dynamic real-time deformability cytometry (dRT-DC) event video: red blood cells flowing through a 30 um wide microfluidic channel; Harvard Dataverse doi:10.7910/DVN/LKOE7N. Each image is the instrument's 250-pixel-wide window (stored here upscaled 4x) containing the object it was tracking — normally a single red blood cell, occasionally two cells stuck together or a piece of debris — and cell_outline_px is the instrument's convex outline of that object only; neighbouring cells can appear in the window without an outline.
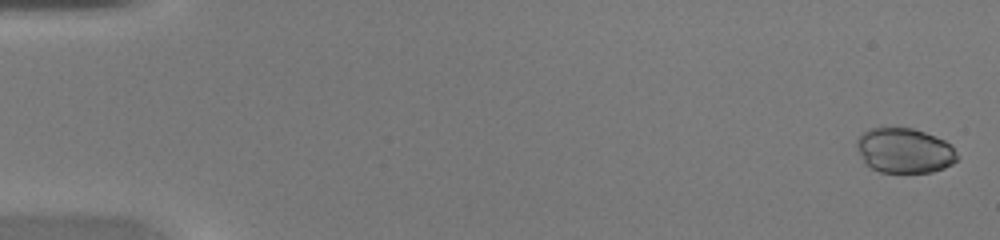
{"species": "common noctule bat (a hibernating species)", "species_latin": "Nyctalus noctula", "temperature_condition": "warm", "stored_images_in_passage": 46, "camera_frame_rate_fps": 3000, "um_per_image_px": 0.085, "animal": {"sex": "female", "body_mass_g": 20.0, "forearm_length_mm": 54.0}, "frame": {"image": 1, "passage_image": 2, "time_ms": 0.333, "image_size_px": [1000, 240], "cell_outline_px": [[960, 156], [952, 164], [944, 168], [932, 172], [880, 172], [864, 164], [856, 144], [856, 140], [868, 128], [912, 128], [936, 136], [952, 144]], "centroid_in_image_um": [76.9, 12.8], "position_along_channel_um": 8.1, "area_um2": 26.47}}
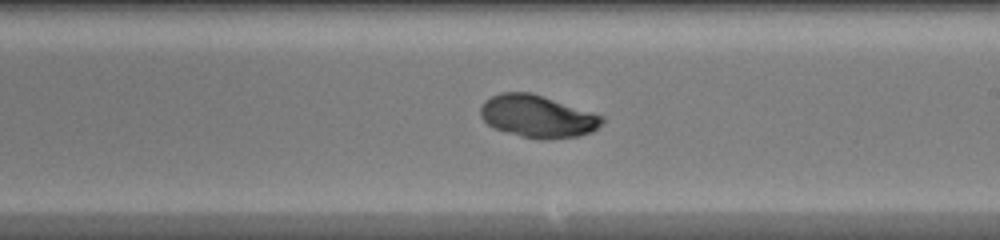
{"frame": {"image": 2, "passage_image": 28, "time_ms": 9.0, "image_size_px": [1000, 240], "cell_outline_px": [[604, 124], [592, 132], [580, 136], [544, 140], [540, 140], [520, 136], [492, 128], [480, 116], [480, 108], [484, 100], [500, 92], [532, 92], [604, 116]], "centroid_in_image_um": [45.7, 9.9], "position_along_channel_um": 243.3, "area_um2": 30.4}}
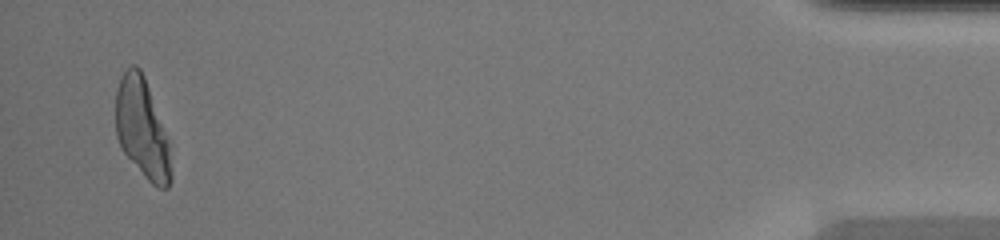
{"frame": {"image": 3, "passage_image": 45, "time_ms": 14.667, "image_size_px": [1000, 240], "cell_outline_px": [[172, 180], [168, 188], [160, 188], [152, 184], [144, 176], [124, 152], [116, 136], [116, 88], [120, 76], [132, 64], [136, 64], [140, 68], [144, 76], [168, 140], [172, 172]], "centroid_in_image_um": [12.07, 10.92], "position_along_channel_um": 423.1, "area_um2": 31.85}}